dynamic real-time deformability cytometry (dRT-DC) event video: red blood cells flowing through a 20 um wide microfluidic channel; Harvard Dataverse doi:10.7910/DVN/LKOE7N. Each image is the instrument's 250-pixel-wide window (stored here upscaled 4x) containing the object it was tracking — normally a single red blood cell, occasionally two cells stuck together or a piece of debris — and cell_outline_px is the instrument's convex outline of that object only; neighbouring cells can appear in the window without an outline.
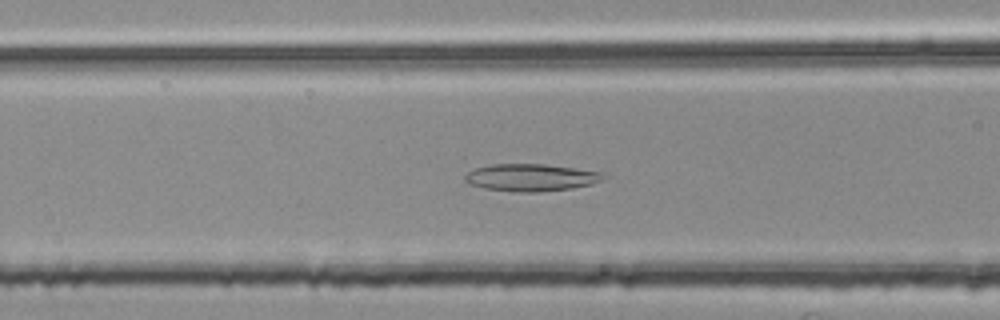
{"species": "common noctule bat (a hibernating species)", "species_latin": "Nyctalus noctula", "temperature_condition": "room temperature", "stored_images_in_passage": 37, "camera_frame_rate_fps": 3000, "um_per_image_px": 0.085, "animal": {"sex": "female", "body_mass_g": 25.1}, "frame": {"image": 1, "passage_image": 6, "time_ms": 1.667, "image_size_px": [1000, 320], "cell_outline_px": [[604, 176], [600, 180], [588, 184], [572, 188], [536, 192], [520, 192], [484, 188], [468, 184], [464, 180], [464, 176], [468, 172], [476, 168], [492, 164], [544, 164], [600, 172]], "centroid_in_image_um": [45.04, 15.09], "position_along_channel_um": 121.6, "area_um2": 21.56}}
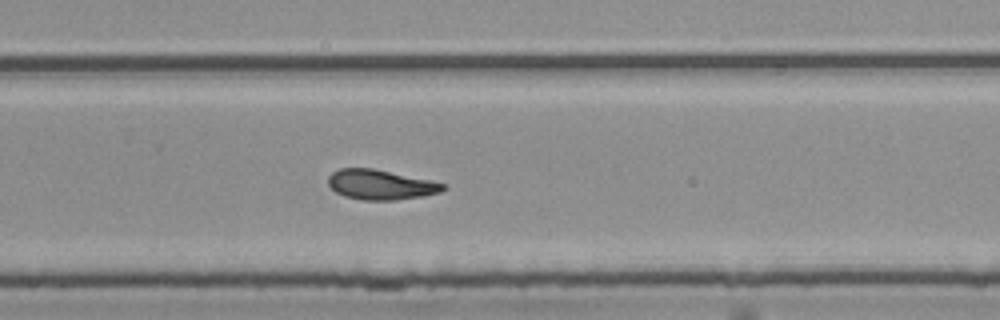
{"frame": {"image": 2, "passage_image": 20, "time_ms": 6.333, "image_size_px": [1000, 320], "cell_outline_px": [[448, 188], [440, 192], [420, 196], [396, 200], [364, 200], [344, 196], [336, 192], [328, 184], [328, 176], [332, 172], [340, 168], [372, 168], [432, 180], [448, 184]], "centroid_in_image_um": [32.38, 15.69], "position_along_channel_um": 297.4, "area_um2": 20.11}}
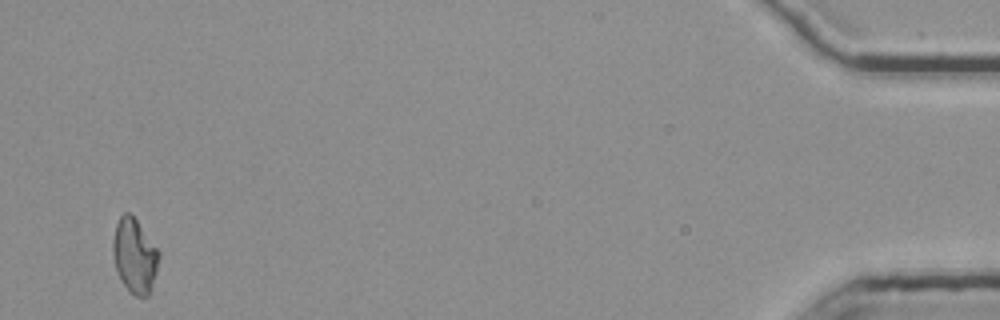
{"frame": {"image": 3, "passage_image": 37, "time_ms": 12.0, "image_size_px": [1000, 320], "cell_outline_px": [[160, 256], [152, 288], [148, 296], [136, 296], [120, 280], [116, 272], [112, 256], [112, 240], [116, 224], [120, 216], [124, 212], [132, 212], [160, 252]], "centroid_in_image_um": [11.43, 21.7], "position_along_channel_um": 423.8, "area_um2": 20.29}, "authors_computed_cell_mechanics": {"area_um2": 20.1144, "velocity_mm_per_s": 3.7836, "shape_relaxation_time_tau1_ms": null, "shape_relaxation_time_tau2_ms": 6.0512, "deformation_change_tau1": null, "deformation_change_tau2": 0.1479}}